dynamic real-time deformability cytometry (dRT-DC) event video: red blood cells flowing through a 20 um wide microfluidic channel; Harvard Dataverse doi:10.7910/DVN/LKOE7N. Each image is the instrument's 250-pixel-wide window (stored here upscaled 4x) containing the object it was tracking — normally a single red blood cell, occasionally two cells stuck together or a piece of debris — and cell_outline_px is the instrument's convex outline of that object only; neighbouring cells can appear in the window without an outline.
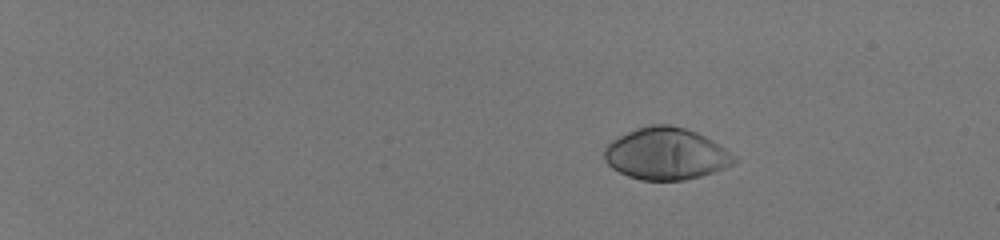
{"species": "human", "species_latin": "Homo sapiens", "temperature_condition": "room temperature", "stored_images_in_passage": 46, "camera_frame_rate_fps": 3000, "um_per_image_px": 0.085, "donor": {"sex": "male"}, "frame": {"image": 1, "passage_image": 1, "time_ms": 0.0, "image_size_px": [1000, 240], "cell_outline_px": [[736, 160], [732, 164], [716, 172], [684, 180], [640, 180], [628, 176], [612, 168], [604, 160], [604, 148], [612, 140], [636, 128], [652, 124], [668, 124], [684, 128], [696, 132], [712, 140], [736, 156]], "centroid_in_image_um": [56.6, 13.08], "position_along_channel_um": 28.4, "area_um2": 39.13}}
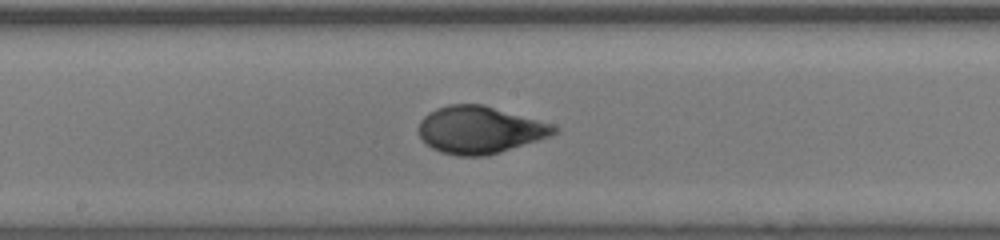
{"frame": {"image": 2, "passage_image": 26, "time_ms": 8.333, "image_size_px": [1000, 240], "cell_outline_px": [[560, 132], [552, 136], [488, 156], [456, 156], [440, 152], [432, 148], [420, 136], [416, 128], [420, 120], [428, 112], [436, 108], [448, 104], [484, 104], [552, 124], [560, 128]], "centroid_in_image_um": [40.79, 11.04], "position_along_channel_um": 207.4, "area_um2": 37.74}}
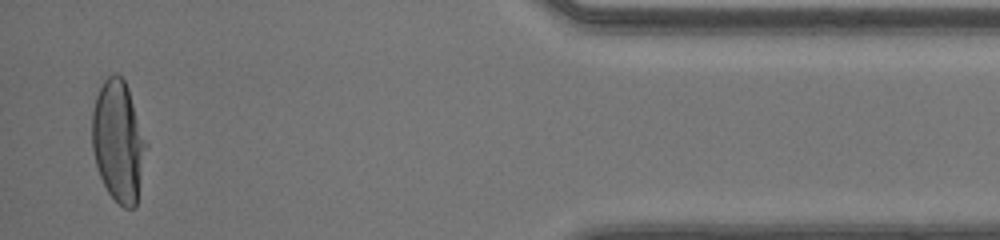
{"frame": {"image": 3, "passage_image": 45, "time_ms": 14.667, "image_size_px": [1000, 240], "cell_outline_px": [[148, 144], [136, 208], [124, 208], [108, 192], [100, 176], [96, 164], [92, 148], [92, 112], [96, 96], [104, 80], [112, 72], [116, 72], [124, 80], [128, 88]], "centroid_in_image_um": [10.07, 12.0], "position_along_channel_um": 425.1, "area_um2": 38.32}, "authors_computed_cell_mechanics": {"area_um2": 37.5411, "velocity_mm_per_s": 4.1258, "shape_relaxation_time_tau1_ms": 4.0892, "shape_relaxation_time_tau2_ms": null, "deformation_change_tau1": 0.2265, "deformation_change_tau2": null}}